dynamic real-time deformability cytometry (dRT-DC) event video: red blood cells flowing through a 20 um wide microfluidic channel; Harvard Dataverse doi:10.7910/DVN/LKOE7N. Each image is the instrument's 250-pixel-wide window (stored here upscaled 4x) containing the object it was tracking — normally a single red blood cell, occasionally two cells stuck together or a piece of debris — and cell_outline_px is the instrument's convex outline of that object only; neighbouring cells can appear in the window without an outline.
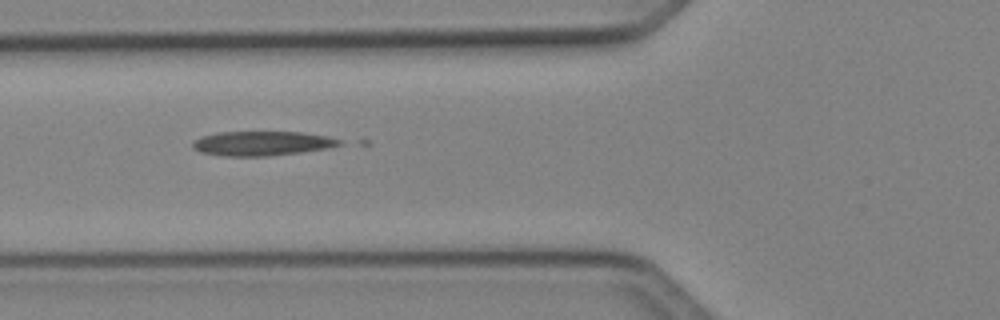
{"species": "Egyptian fruit bat (a non-hibernating species)", "species_latin": "Rousettus aegyptiacus", "temperature_condition": "cold", "stored_images_in_passage": 17, "camera_frame_rate_fps": 3000, "um_per_image_px": 0.085, "animal": {"sex": "female"}, "frame": {"image": 1, "passage_image": 2, "time_ms": 0.333, "image_size_px": [1000, 320], "cell_outline_px": [[344, 144], [328, 148], [300, 152], [268, 156], [224, 156], [200, 152], [192, 148], [192, 144], [200, 136], [216, 132], [300, 132], [328, 136], [340, 140]], "centroid_in_image_um": [22.25, 12.18], "position_along_channel_um": 103.5, "area_um2": 20.92}}
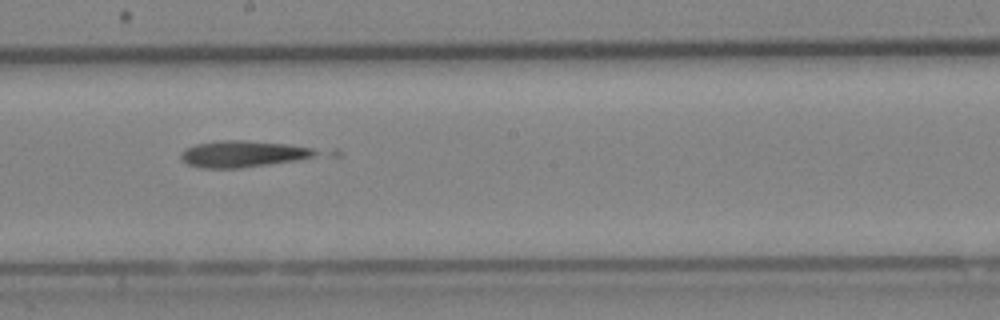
{"frame": {"image": 2, "passage_image": 11, "time_ms": 3.333, "image_size_px": [1000, 320], "cell_outline_px": [[320, 152], [312, 156], [292, 160], [268, 164], [240, 168], [200, 168], [188, 164], [180, 160], [180, 152], [184, 148], [196, 144], [216, 140], [244, 140], [288, 144], [312, 148]], "centroid_in_image_um": [20.54, 13.07], "position_along_channel_um": 227.7, "area_um2": 20.75}}